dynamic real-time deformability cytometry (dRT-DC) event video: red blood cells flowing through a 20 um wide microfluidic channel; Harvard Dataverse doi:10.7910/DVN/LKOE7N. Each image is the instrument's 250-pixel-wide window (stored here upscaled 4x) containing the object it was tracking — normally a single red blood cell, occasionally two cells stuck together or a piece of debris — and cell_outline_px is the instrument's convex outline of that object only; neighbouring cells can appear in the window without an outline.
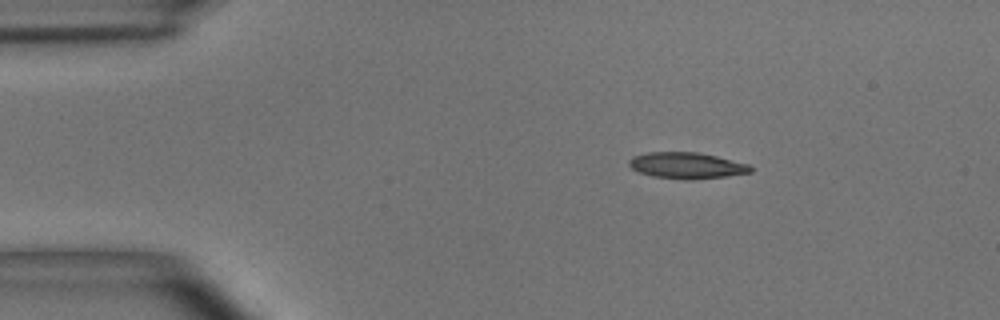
{"species": "common noctule bat (a hibernating species)", "species_latin": "Nyctalus noctula", "temperature_condition": "room temperature", "stored_images_in_passage": 46, "camera_frame_rate_fps": 3000, "um_per_image_px": 0.085, "animal": {"sex": "male", "body_mass_g": 15.6}, "frame": {"image": 1, "passage_image": 1, "time_ms": 0.0, "image_size_px": [1000, 320], "cell_outline_px": [[752, 172], [728, 176], [692, 180], [684, 180], [652, 176], [640, 172], [632, 168], [628, 164], [628, 160], [632, 156], [648, 152], [696, 152], [716, 156], [748, 164], [752, 168]], "centroid_in_image_um": [58.35, 14.07], "position_along_channel_um": 26.6, "area_um2": 18.61}}
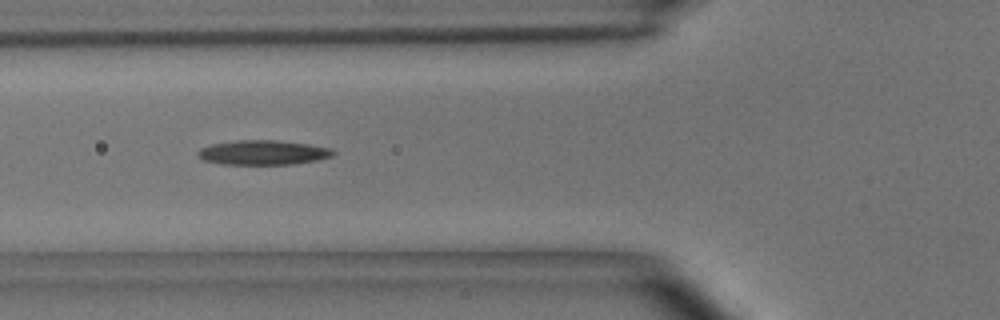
{"frame": {"image": 2, "passage_image": 12, "time_ms": 3.667, "image_size_px": [1000, 320], "cell_outline_px": [[336, 152], [332, 156], [320, 160], [292, 164], [220, 164], [204, 160], [196, 156], [196, 152], [200, 148], [212, 144], [236, 140], [276, 140], [308, 144], [332, 148]], "centroid_in_image_um": [22.36, 12.96], "position_along_channel_um": 103.4, "area_um2": 19.54}}
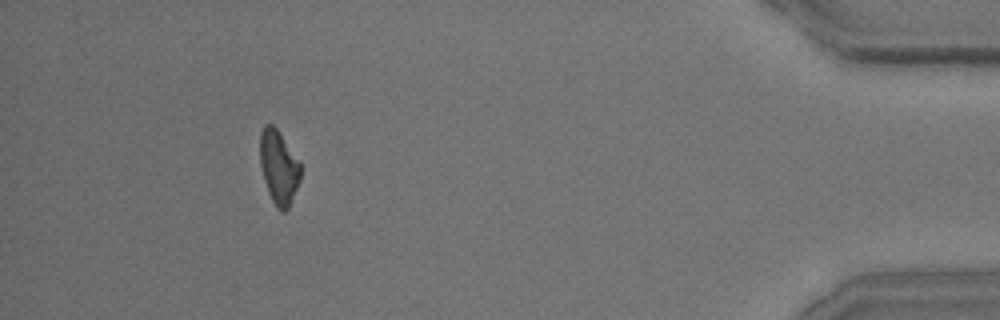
{"frame": {"image": 3, "passage_image": 42, "time_ms": 13.667, "image_size_px": [1000, 320], "cell_outline_px": [[300, 180], [288, 208], [284, 212], [280, 212], [276, 208], [268, 192], [264, 180], [260, 164], [260, 132], [264, 124], [272, 124], [276, 128], [300, 164]], "centroid_in_image_um": [23.66, 14.23], "position_along_channel_um": 411.5, "area_um2": 17.17}, "authors_computed_cell_mechanics": {"area_um2": 18.5249, "velocity_mm_per_s": 3.6757, "shape_relaxation_time_tau1_ms": 7.9338, "shape_relaxation_time_tau2_ms": null, "deformation_change_tau1": 0.1877, "deformation_change_tau2": null}}